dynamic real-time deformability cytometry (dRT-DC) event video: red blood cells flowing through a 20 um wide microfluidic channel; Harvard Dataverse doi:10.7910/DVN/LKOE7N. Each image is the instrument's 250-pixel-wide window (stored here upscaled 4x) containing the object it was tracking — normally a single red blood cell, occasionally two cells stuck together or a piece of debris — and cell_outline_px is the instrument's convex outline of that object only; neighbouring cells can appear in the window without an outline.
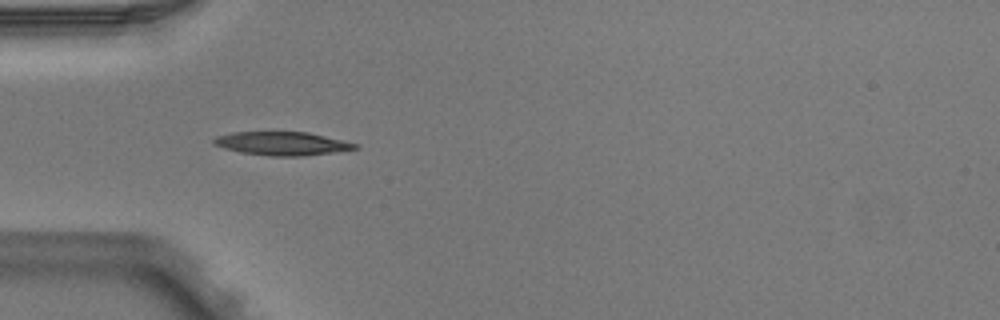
{"species": "Egyptian fruit bat (a non-hibernating species)", "species_latin": "Rousettus aegyptiacus", "temperature_condition": "warm", "stored_images_in_passage": 6, "camera_frame_rate_fps": 3000, "um_per_image_px": 0.085, "animal": {"sex": "male"}, "frame": {"image": 1, "passage_image": 4, "time_ms": 1.0, "image_size_px": [1000, 320], "cell_outline_px": [[356, 148], [332, 152], [300, 156], [272, 156], [240, 152], [224, 148], [212, 144], [212, 140], [216, 136], [232, 132], [308, 132], [356, 144]], "centroid_in_image_um": [23.87, 12.19], "position_along_channel_um": 61.1, "area_um2": 18.96}}
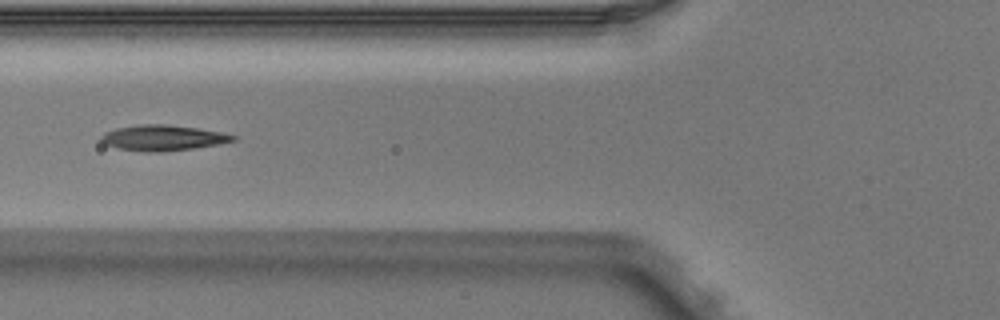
{"frame": {"image": 2, "passage_image": 5, "time_ms": 1.333, "image_size_px": [1000, 320], "cell_outline_px": [[236, 140], [220, 144], [192, 148], [160, 152], [144, 152], [120, 148], [104, 144], [100, 140], [100, 136], [104, 132], [116, 128], [140, 124], [164, 124], [196, 128], [220, 132], [236, 136]], "centroid_in_image_um": [13.81, 11.71], "position_along_channel_um": 112.0, "area_um2": 19.54}}
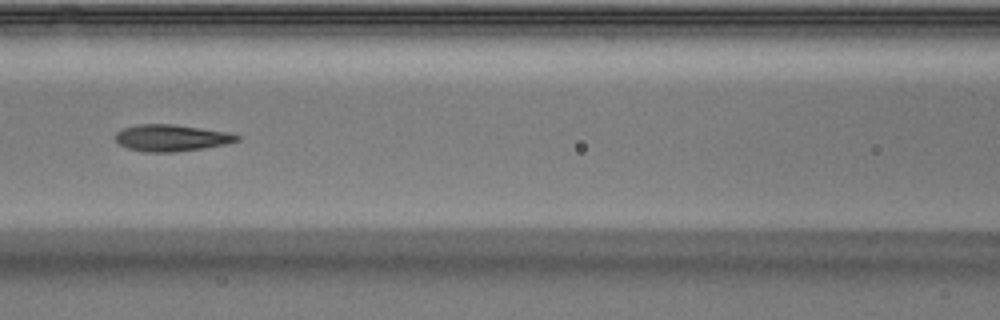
{"frame": {"image": 3, "passage_image": 6, "time_ms": 1.667, "image_size_px": [1000, 320], "cell_outline_px": [[240, 140], [228, 144], [204, 148], [172, 152], [144, 152], [128, 148], [120, 144], [116, 140], [116, 132], [124, 128], [136, 124], [172, 124], [228, 132], [240, 136]], "centroid_in_image_um": [14.58, 11.72], "position_along_channel_um": 152.0, "area_um2": 18.84}}